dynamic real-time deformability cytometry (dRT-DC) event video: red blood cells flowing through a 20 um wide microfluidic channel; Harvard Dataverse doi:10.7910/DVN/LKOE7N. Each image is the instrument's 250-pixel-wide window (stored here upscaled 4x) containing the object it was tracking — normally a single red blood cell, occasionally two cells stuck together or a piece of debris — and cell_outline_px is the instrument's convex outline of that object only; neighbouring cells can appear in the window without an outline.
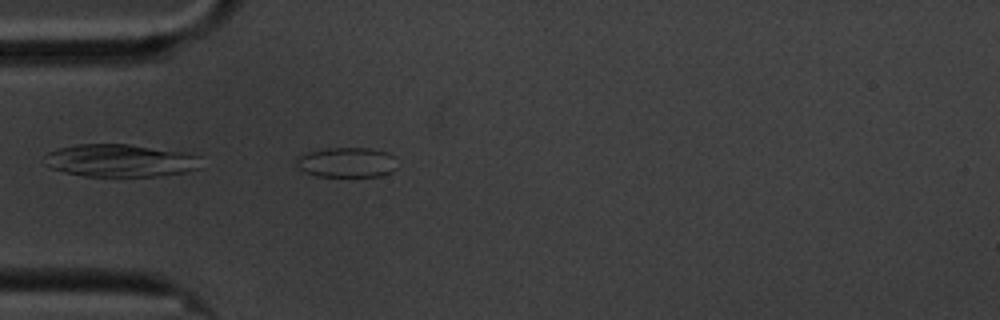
{"species": "common noctule bat (a hibernating species)", "species_latin": "Nyctalus noctula", "temperature_condition": "cold", "stored_images_in_passage": 43, "camera_frame_rate_fps": 3000, "um_per_image_px": 0.085, "animal": {"sex": "male", "body_mass_g": 20.1, "forearm_length_mm": 53.5}, "frame": {"image": 1, "passage_image": 1, "time_ms": 0.0, "image_size_px": [1000, 320], "cell_outline_px": [[396, 168], [392, 172], [380, 176], [316, 176], [304, 172], [296, 164], [296, 156], [308, 152], [328, 148], [368, 148], [388, 152], [396, 156]], "centroid_in_image_um": [29.5, 13.8], "position_along_channel_um": 55.5, "area_um2": 17.8}}
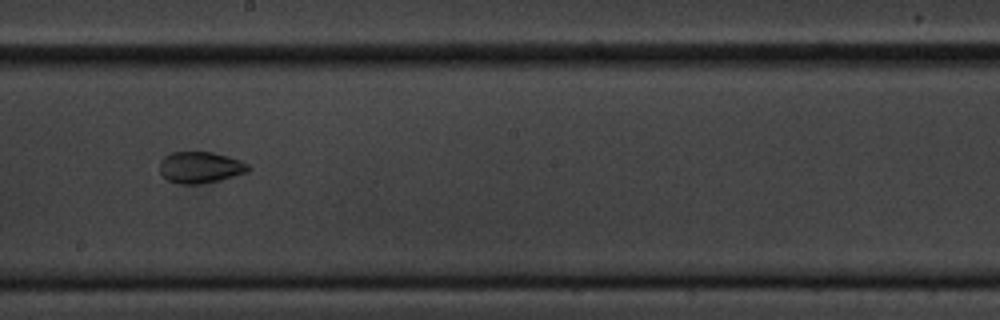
{"frame": {"image": 2, "passage_image": 17, "time_ms": 5.333, "image_size_px": [1000, 320], "cell_outline_px": [[252, 168], [248, 172], [220, 180], [200, 184], [180, 184], [168, 180], [160, 172], [160, 160], [164, 156], [172, 152], [212, 152], [228, 156], [240, 160], [248, 164]], "centroid_in_image_um": [17.04, 14.22], "position_along_channel_um": 231.2, "area_um2": 16.3}}
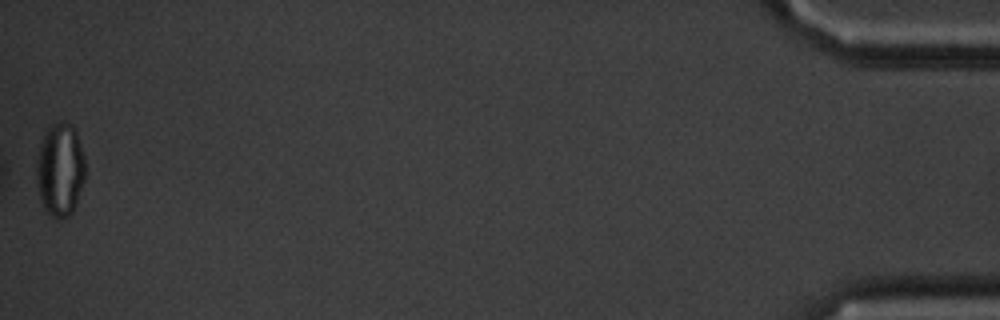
{"frame": {"image": 3, "passage_image": 43, "time_ms": 14.0, "image_size_px": [1000, 320], "cell_outline_px": [[84, 180], [76, 204], [72, 212], [68, 216], [52, 216], [44, 208], [40, 200], [36, 180], [36, 160], [40, 144], [48, 128], [52, 124], [68, 124], [76, 132], [84, 156]], "centroid_in_image_um": [5.09, 14.45], "position_along_channel_um": 430.1, "area_um2": 25.95}, "authors_computed_cell_mechanics": {"area_um2": 16.5308, "velocity_mm_per_s": 3.3853, "shape_relaxation_time_tau1_ms": null, "shape_relaxation_time_tau2_ms": 2.1233, "deformation_change_tau1": null, "deformation_change_tau2": 0.0621}}